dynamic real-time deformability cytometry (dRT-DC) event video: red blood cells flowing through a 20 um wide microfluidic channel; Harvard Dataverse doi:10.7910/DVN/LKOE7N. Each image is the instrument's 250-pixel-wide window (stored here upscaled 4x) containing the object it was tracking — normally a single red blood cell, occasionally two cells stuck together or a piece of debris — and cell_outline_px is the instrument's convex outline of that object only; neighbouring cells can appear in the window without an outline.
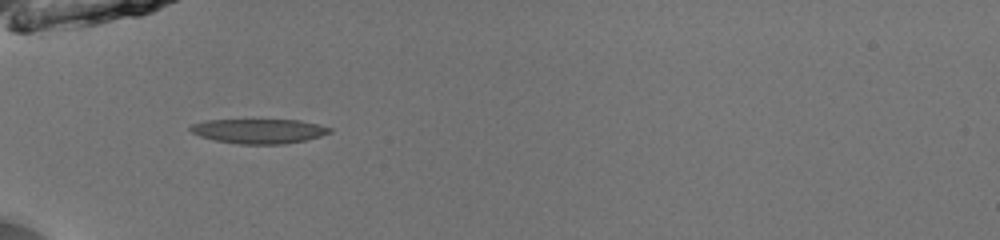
{"species": "common noctule bat (a hibernating species)", "species_latin": "Nyctalus noctula", "temperature_condition": "room temperature", "stored_images_in_passage": 23, "camera_frame_rate_fps": 3000, "um_per_image_px": 0.085, "animal": {"sex": "male", "body_mass_g": 13.0, "forearm_length_mm": 53.1}, "frame": {"image": 1, "passage_image": 1, "time_ms": 0.0, "image_size_px": [1000, 240], "cell_outline_px": [[332, 132], [320, 136], [304, 140], [284, 144], [240, 144], [216, 140], [200, 136], [192, 132], [188, 128], [192, 124], [204, 120], [300, 120], [320, 124], [332, 128]], "centroid_in_image_um": [22.03, 11.13], "position_along_channel_um": 63.0, "area_um2": 19.94}}
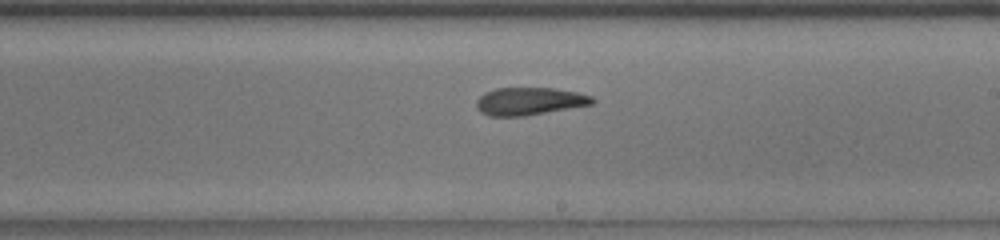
{"frame": {"image": 2, "passage_image": 15, "time_ms": 4.667, "image_size_px": [1000, 240], "cell_outline_px": [[596, 100], [592, 104], [524, 116], [488, 116], [480, 112], [476, 108], [476, 100], [484, 92], [496, 88], [556, 88], [576, 92], [592, 96]], "centroid_in_image_um": [44.96, 8.6], "position_along_channel_um": 244.0, "area_um2": 18.73}}
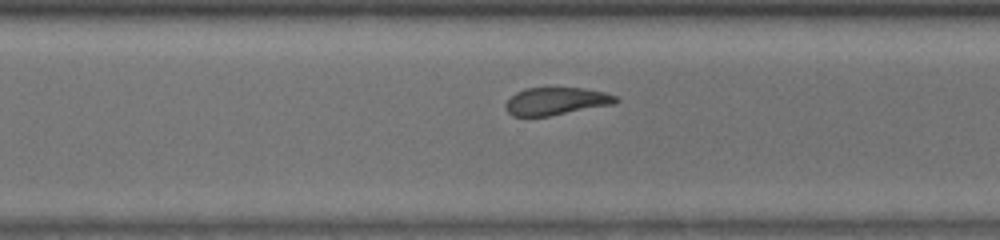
{"frame": {"image": 3, "passage_image": 21, "time_ms": 6.667, "image_size_px": [1000, 240], "cell_outline_px": [[620, 100], [616, 104], [548, 116], [512, 116], [504, 108], [504, 104], [516, 92], [524, 88], [584, 88], [604, 92], [616, 96]], "centroid_in_image_um": [47.28, 8.6], "position_along_channel_um": 323.3, "area_um2": 17.8}}